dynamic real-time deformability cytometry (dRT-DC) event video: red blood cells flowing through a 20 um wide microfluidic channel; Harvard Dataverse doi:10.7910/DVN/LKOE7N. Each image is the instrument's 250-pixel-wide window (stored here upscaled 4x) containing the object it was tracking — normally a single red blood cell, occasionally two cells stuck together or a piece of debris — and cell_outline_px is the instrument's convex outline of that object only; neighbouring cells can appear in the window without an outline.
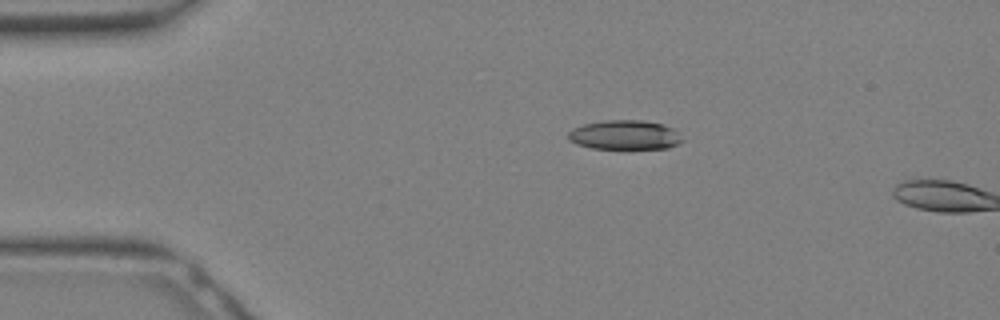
{"species": "Egyptian fruit bat (a non-hibernating species)", "species_latin": "Rousettus aegyptiacus", "temperature_condition": "warm", "stored_images_in_passage": 2, "camera_frame_rate_fps": 3000, "um_per_image_px": 0.085, "animal": {"sex": "female"}, "frame": {"image": 1, "passage_image": 1, "time_ms": 0.0, "image_size_px": [1000, 320], "cell_outline_px": [[684, 140], [680, 144], [668, 148], [624, 152], [592, 148], [576, 144], [568, 140], [568, 132], [572, 128], [584, 124], [604, 120], [640, 120], [664, 124], [672, 128]], "centroid_in_image_um": [53.11, 11.53], "position_along_channel_um": 31.9, "area_um2": 20.63}}